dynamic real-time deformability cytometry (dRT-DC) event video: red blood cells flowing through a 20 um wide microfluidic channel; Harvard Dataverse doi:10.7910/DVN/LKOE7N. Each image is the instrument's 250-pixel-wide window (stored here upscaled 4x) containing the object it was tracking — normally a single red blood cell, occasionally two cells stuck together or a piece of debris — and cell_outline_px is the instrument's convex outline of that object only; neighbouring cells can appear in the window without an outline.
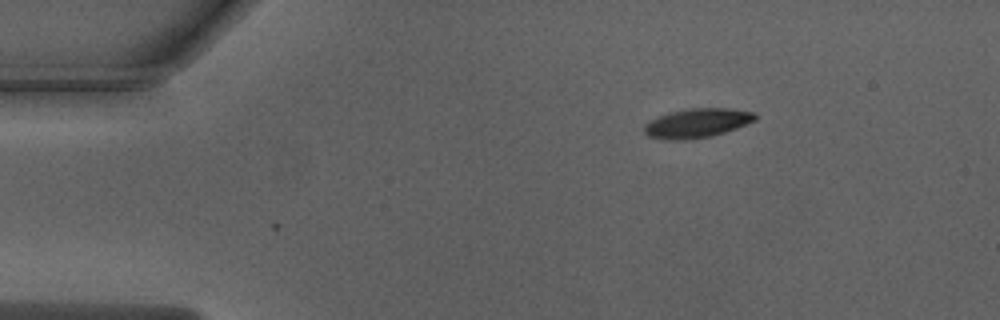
{"species": "Egyptian fruit bat (a non-hibernating species)", "species_latin": "Rousettus aegyptiacus", "temperature_condition": "warm", "stored_images_in_passage": 2, "camera_frame_rate_fps": 3000, "um_per_image_px": 0.085, "animal": {"sex": "male"}, "frame": {"image": 1, "passage_image": 2, "time_ms": 0.333, "image_size_px": [1000, 320], "cell_outline_px": [[756, 120], [736, 128], [712, 136], [684, 140], [664, 140], [648, 136], [644, 132], [644, 124], [668, 112], [692, 108], [724, 108], [756, 112]], "centroid_in_image_um": [59.24, 10.47], "position_along_channel_um": 25.8, "area_um2": 18.84}}